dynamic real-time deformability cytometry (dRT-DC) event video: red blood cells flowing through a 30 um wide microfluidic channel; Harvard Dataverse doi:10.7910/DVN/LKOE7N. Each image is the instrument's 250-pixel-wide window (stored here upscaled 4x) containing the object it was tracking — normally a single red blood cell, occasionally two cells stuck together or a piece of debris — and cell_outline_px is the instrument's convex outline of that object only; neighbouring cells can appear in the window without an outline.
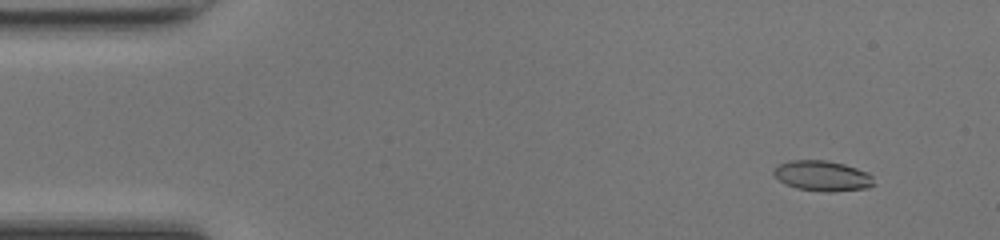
{"species": "common noctule bat (a hibernating species)", "species_latin": "Nyctalus noctula", "temperature_condition": "room temperature", "stored_images_in_passage": 47, "camera_frame_rate_fps": 3000, "um_per_image_px": 0.085, "animal": {"sex": "female", "body_mass_g": 17.0, "forearm_length_mm": 48.0}, "frame": {"image": 1, "passage_image": 3, "time_ms": 0.667, "image_size_px": [1000, 240], "cell_outline_px": [[876, 184], [868, 188], [828, 192], [824, 192], [796, 188], [784, 184], [772, 172], [772, 168], [788, 160], [824, 160], [844, 164], [868, 172], [872, 176]], "centroid_in_image_um": [69.9, 14.95], "position_along_channel_um": 15.1, "area_um2": 17.86}}
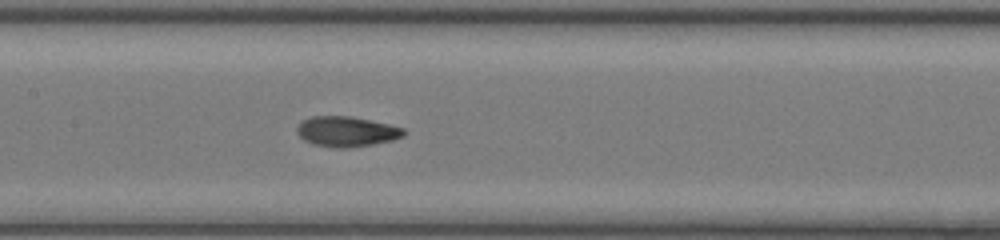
{"frame": {"image": 2, "passage_image": 22, "time_ms": 7.0, "image_size_px": [1000, 240], "cell_outline_px": [[408, 132], [404, 136], [392, 140], [372, 144], [348, 148], [336, 148], [312, 144], [304, 140], [296, 132], [296, 128], [304, 120], [312, 116], [348, 116], [388, 124], [404, 128]], "centroid_in_image_um": [29.46, 11.19], "position_along_channel_um": 177.9, "area_um2": 18.73}}
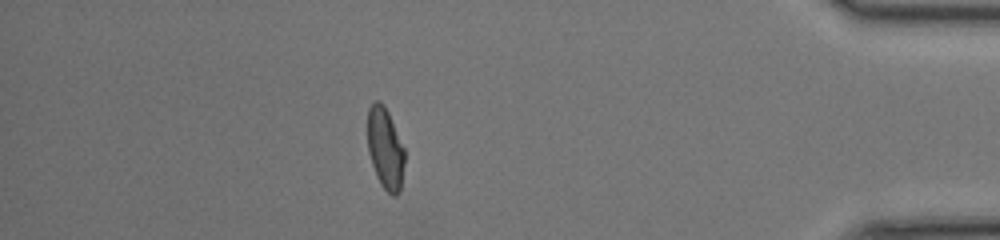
{"frame": {"image": 3, "passage_image": 41, "time_ms": 13.333, "image_size_px": [1000, 240], "cell_outline_px": [[404, 164], [400, 192], [396, 196], [392, 196], [380, 184], [376, 176], [368, 152], [368, 108], [376, 100], [380, 100], [384, 104], [388, 112], [404, 148]], "centroid_in_image_um": [32.74, 12.63], "position_along_channel_um": 402.5, "area_um2": 17.57}, "authors_computed_cell_mechanics": {"area_um2": 18.0914, "velocity_mm_per_s": 4.3036, "shape_relaxation_time_tau1_ms": 5.7856, "shape_relaxation_time_tau2_ms": 1.5372, "deformation_change_tau1": 0.1976, "deformation_change_tau2": 0.0703}}